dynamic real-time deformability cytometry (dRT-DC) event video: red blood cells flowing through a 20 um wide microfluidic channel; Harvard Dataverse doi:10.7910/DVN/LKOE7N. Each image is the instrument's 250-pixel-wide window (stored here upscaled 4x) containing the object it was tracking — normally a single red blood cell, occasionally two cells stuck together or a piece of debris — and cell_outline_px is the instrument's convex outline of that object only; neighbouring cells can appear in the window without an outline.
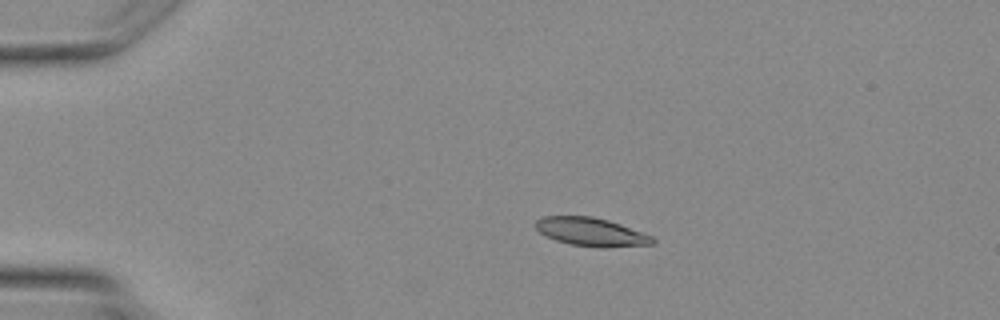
{"species": "Egyptian fruit bat (a non-hibernating species)", "species_latin": "Rousettus aegyptiacus", "temperature_condition": "warm", "stored_images_in_passage": 2, "camera_frame_rate_fps": 3000, "um_per_image_px": 0.085, "animal": {"sex": "female"}, "frame": {"image": 1, "passage_image": 1, "time_ms": 0.0, "image_size_px": [1000, 320], "cell_outline_px": [[656, 240], [652, 244], [604, 248], [572, 244], [556, 240], [540, 232], [532, 224], [540, 216], [592, 216], [608, 220], [620, 224], [652, 236]], "centroid_in_image_um": [50.22, 19.7], "position_along_channel_um": 34.8, "area_um2": 19.25}}